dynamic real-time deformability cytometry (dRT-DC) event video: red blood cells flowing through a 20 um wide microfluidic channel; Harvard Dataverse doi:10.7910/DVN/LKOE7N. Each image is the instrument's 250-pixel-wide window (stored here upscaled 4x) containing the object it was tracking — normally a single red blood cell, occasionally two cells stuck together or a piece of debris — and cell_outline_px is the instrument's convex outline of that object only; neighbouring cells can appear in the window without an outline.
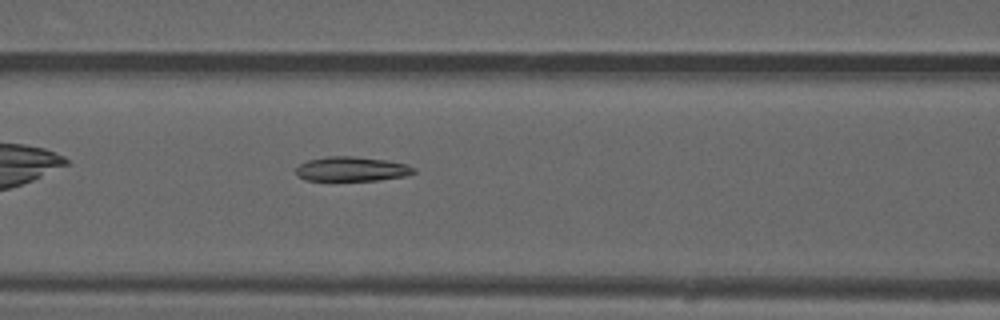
{"species": "common noctule bat (a hibernating species)", "species_latin": "Nyctalus noctula", "temperature_condition": "warm", "stored_images_in_passage": 34, "camera_frame_rate_fps": 3000, "um_per_image_px": 0.085, "animal": {"sex": "male", "forearm_length_mm": 52.5}, "frame": {"image": 1, "passage_image": 9, "time_ms": 2.667, "image_size_px": [1000, 320], "cell_outline_px": [[416, 172], [404, 176], [376, 180], [304, 180], [296, 176], [296, 168], [300, 164], [308, 160], [328, 156], [352, 156], [388, 160], [408, 164], [416, 168]], "centroid_in_image_um": [29.9, 14.36], "position_along_channel_um": 136.7, "area_um2": 16.88}}
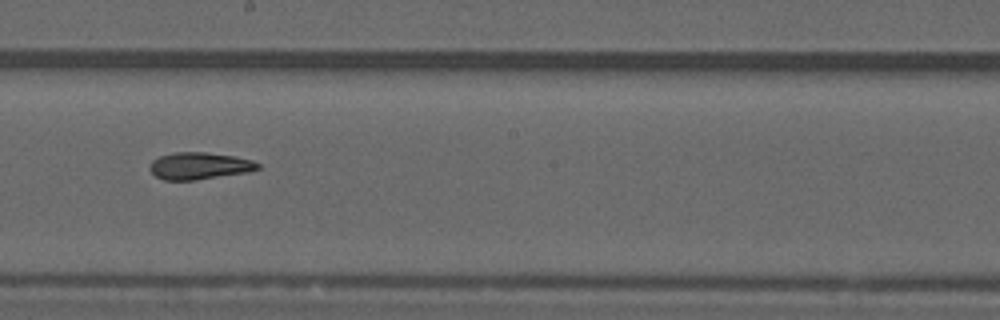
{"frame": {"image": 2, "passage_image": 16, "time_ms": 5.0, "image_size_px": [1000, 320], "cell_outline_px": [[260, 168], [248, 172], [196, 180], [164, 180], [156, 176], [148, 168], [152, 160], [160, 156], [176, 152], [204, 152], [232, 156], [252, 160], [260, 164]], "centroid_in_image_um": [16.93, 14.1], "position_along_channel_um": 231.3, "area_um2": 16.94}}
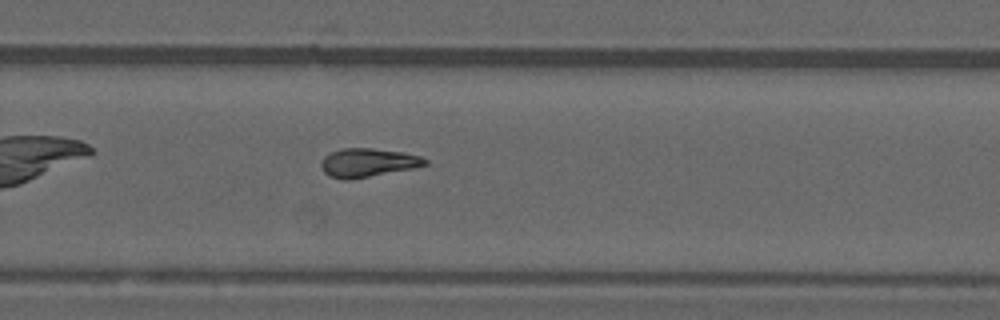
{"frame": {"image": 3, "passage_image": 21, "time_ms": 6.667, "image_size_px": [1000, 320], "cell_outline_px": [[428, 164], [416, 168], [348, 180], [344, 180], [328, 176], [324, 172], [320, 164], [324, 156], [332, 152], [344, 148], [372, 148], [404, 152], [420, 156], [428, 160]], "centroid_in_image_um": [31.28, 13.83], "position_along_channel_um": 298.5, "area_um2": 17.46}, "authors_computed_cell_mechanics": {"area_um2": 16.8487, "velocity_mm_per_s": 4.065, "shape_relaxation_time_tau1_ms": null, "shape_relaxation_time_tau2_ms": 6.1406, "deformation_change_tau1": null, "deformation_change_tau2": 0.1694}}